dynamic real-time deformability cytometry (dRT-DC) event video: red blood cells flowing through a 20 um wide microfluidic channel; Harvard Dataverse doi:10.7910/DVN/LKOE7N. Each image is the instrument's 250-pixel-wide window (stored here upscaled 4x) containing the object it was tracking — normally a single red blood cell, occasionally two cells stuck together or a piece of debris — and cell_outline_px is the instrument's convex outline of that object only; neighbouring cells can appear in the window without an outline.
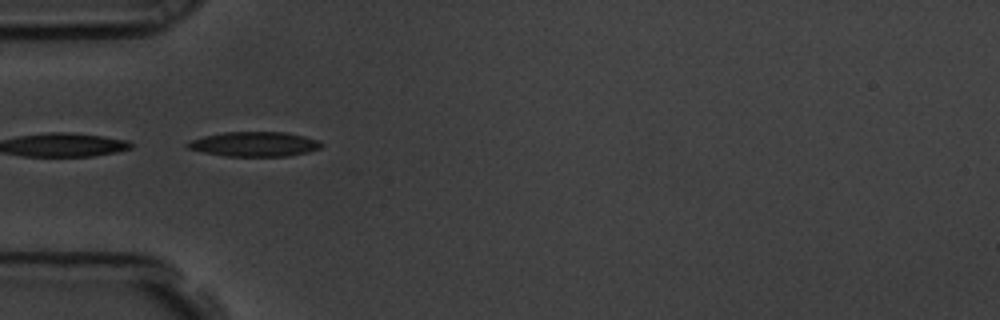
{"species": "common noctule bat (a hibernating species)", "species_latin": "Nyctalus noctula", "temperature_condition": "room temperature", "stored_images_in_passage": 40, "camera_frame_rate_fps": 3000, "um_per_image_px": 0.085, "animal": {"sex": "male", "body_mass_g": 19.5, "forearm_length_mm": 54.6}, "frame": {"image": 1, "passage_image": 1, "time_ms": 0.0, "image_size_px": [1000, 320], "cell_outline_px": [[324, 144], [320, 148], [308, 152], [288, 156], [224, 156], [204, 152], [188, 148], [184, 144], [192, 140], [204, 136], [224, 132], [284, 132], [304, 136], [320, 140]], "centroid_in_image_um": [21.66, 12.25], "position_along_channel_um": 63.3, "area_um2": 19.25}, "authors_computed_cell_mechanics": {"area_um2": 18.4382, "velocity_mm_per_s": 3.5657, "shape_relaxation_time_tau1_ms": 5.21, "shape_relaxation_time_tau2_ms": 6.0684, "deformation_change_tau1": 0.1611, "deformation_change_tau2": 0.1945}}